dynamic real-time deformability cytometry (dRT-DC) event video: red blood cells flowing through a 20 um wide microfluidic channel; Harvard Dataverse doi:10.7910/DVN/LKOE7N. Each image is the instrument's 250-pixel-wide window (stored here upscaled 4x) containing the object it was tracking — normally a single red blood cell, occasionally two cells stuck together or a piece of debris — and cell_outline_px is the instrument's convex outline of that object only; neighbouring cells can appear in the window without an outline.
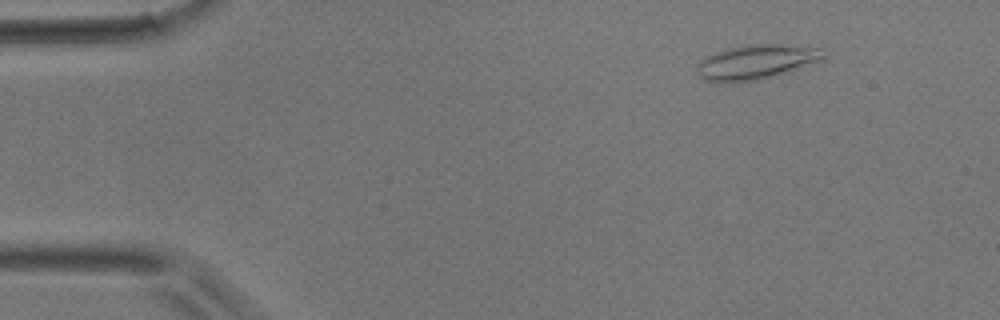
{"species": "common noctule bat (a hibernating species)", "species_latin": "Nyctalus noctula", "temperature_condition": "room temperature", "stored_images_in_passage": 3, "camera_frame_rate_fps": 3000, "um_per_image_px": 0.085, "animal": {"sex": "male", "body_mass_g": 17.9}, "frame": {"image": 1, "passage_image": 1, "time_ms": 0.0, "image_size_px": [1000, 320], "cell_outline_px": [[824, 56], [816, 60], [768, 76], [752, 80], [704, 80], [700, 76], [696, 68], [696, 64], [700, 60], [716, 52], [728, 48], [752, 44], [780, 44], [824, 48]], "centroid_in_image_um": [64.2, 5.21], "position_along_channel_um": 20.8, "area_um2": 23.93}}